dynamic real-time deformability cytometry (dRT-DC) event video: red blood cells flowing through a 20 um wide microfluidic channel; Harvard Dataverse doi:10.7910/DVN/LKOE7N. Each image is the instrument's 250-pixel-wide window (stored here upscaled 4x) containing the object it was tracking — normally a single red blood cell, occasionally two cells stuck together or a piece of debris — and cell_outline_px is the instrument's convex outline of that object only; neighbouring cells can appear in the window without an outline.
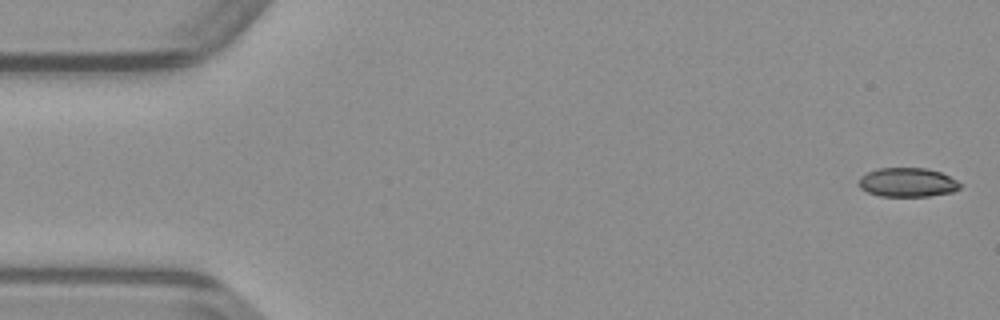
{"species": "common noctule bat (a hibernating species)", "species_latin": "Nyctalus noctula", "temperature_condition": "warm", "stored_images_in_passage": 49, "camera_frame_rate_fps": 3000, "um_per_image_px": 0.085, "animal": {"sex": "male", "body_mass_g": 23.1, "forearm_length_mm": 52.7}, "frame": {"image": 1, "passage_image": 1, "time_ms": 0.0, "image_size_px": [1000, 320], "cell_outline_px": [[964, 184], [960, 188], [952, 192], [928, 196], [880, 196], [868, 192], [860, 188], [860, 176], [876, 168], [928, 168], [940, 172]], "centroid_in_image_um": [77.16, 15.5], "position_along_channel_um": 7.8, "area_um2": 17.17}}
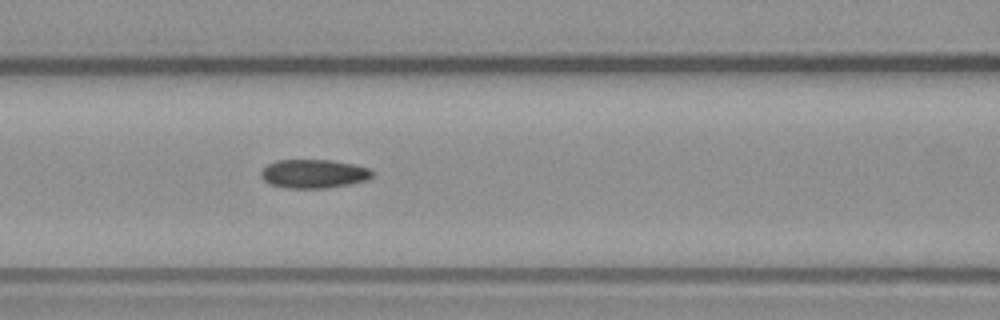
{"frame": {"image": 2, "passage_image": 20, "time_ms": 6.333, "image_size_px": [1000, 320], "cell_outline_px": [[376, 172], [368, 180], [328, 188], [284, 188], [268, 184], [260, 176], [260, 172], [268, 164], [276, 160], [332, 160], [356, 164], [368, 168]], "centroid_in_image_um": [26.68, 14.77], "position_along_channel_um": 139.9, "area_um2": 18.9}}
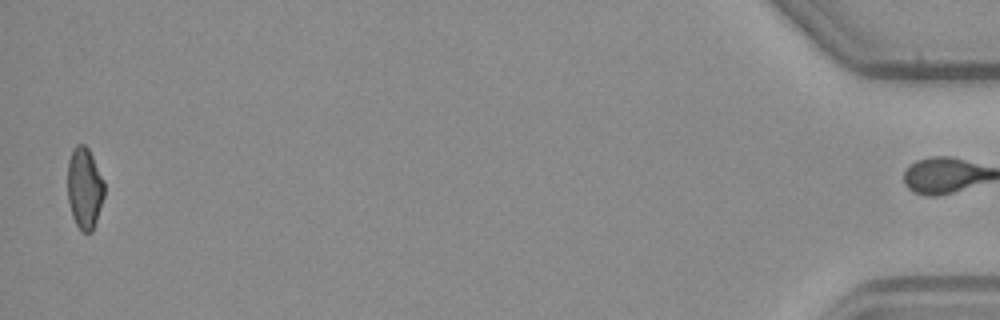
{"frame": {"image": 3, "passage_image": 48, "time_ms": 15.667, "image_size_px": [1000, 320], "cell_outline_px": [[104, 196], [92, 232], [84, 232], [76, 224], [72, 216], [68, 200], [68, 160], [72, 148], [76, 144], [84, 144], [88, 148], [104, 180]], "centroid_in_image_um": [7.18, 15.96], "position_along_channel_um": 428.0, "area_um2": 17.34}}